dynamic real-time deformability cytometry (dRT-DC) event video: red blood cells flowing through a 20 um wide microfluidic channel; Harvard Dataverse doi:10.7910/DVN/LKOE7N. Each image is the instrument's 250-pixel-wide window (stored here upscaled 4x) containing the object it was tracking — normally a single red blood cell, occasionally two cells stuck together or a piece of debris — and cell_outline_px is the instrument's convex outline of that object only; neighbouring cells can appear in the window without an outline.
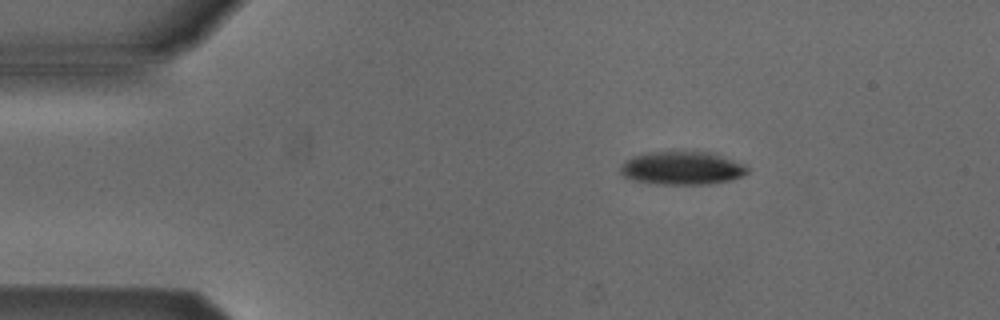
{"species": "Egyptian fruit bat (a non-hibernating species)", "species_latin": "Rousettus aegyptiacus", "temperature_condition": "cold", "stored_images_in_passage": 52, "camera_frame_rate_fps": 3000, "um_per_image_px": 0.085, "animal": {"sex": "male"}, "frame": {"image": 1, "passage_image": 8, "time_ms": 2.333, "image_size_px": [1000, 320], "cell_outline_px": [[748, 172], [732, 180], [712, 184], [660, 184], [632, 180], [624, 176], [620, 172], [620, 164], [632, 156], [652, 152], [712, 152], [744, 164], [748, 168]], "centroid_in_image_um": [57.97, 14.29], "position_along_channel_um": 27.0, "area_um2": 24.57}}
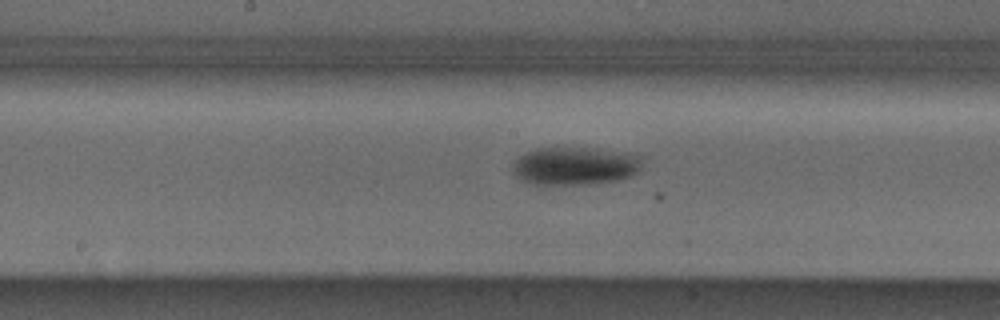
{"frame": {"image": 2, "passage_image": 26, "time_ms": 8.333, "image_size_px": [1000, 320], "cell_outline_px": [[644, 156], [640, 168], [636, 172], [628, 176], [616, 180], [584, 184], [532, 184], [520, 180], [512, 172], [512, 164], [520, 156], [528, 152], [540, 148], [596, 148], [628, 152]], "centroid_in_image_um": [48.88, 14.09], "position_along_channel_um": 199.3, "area_um2": 28.73}}
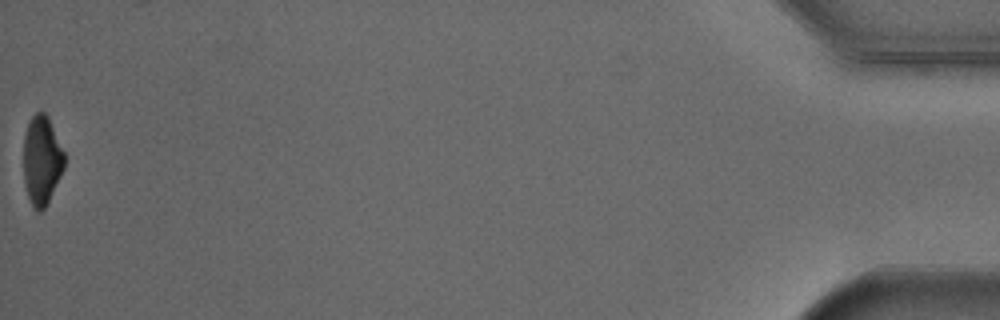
{"frame": {"image": 3, "passage_image": 52, "time_ms": 17.0, "image_size_px": [1000, 320], "cell_outline_px": [[64, 168], [44, 208], [40, 212], [36, 212], [28, 196], [24, 184], [24, 136], [28, 124], [32, 116], [36, 112], [44, 112], [48, 116], [64, 152]], "centroid_in_image_um": [3.54, 13.61], "position_along_channel_um": 431.7, "area_um2": 20.87}, "authors_computed_cell_mechanics": {"area_um2": 25.8366, "velocity_mm_per_s": 3.8966, "shape_relaxation_time_tau1_ms": 2.3157, "shape_relaxation_time_tau2_ms": null, "deformation_change_tau1": 0.1186, "deformation_change_tau2": null}}